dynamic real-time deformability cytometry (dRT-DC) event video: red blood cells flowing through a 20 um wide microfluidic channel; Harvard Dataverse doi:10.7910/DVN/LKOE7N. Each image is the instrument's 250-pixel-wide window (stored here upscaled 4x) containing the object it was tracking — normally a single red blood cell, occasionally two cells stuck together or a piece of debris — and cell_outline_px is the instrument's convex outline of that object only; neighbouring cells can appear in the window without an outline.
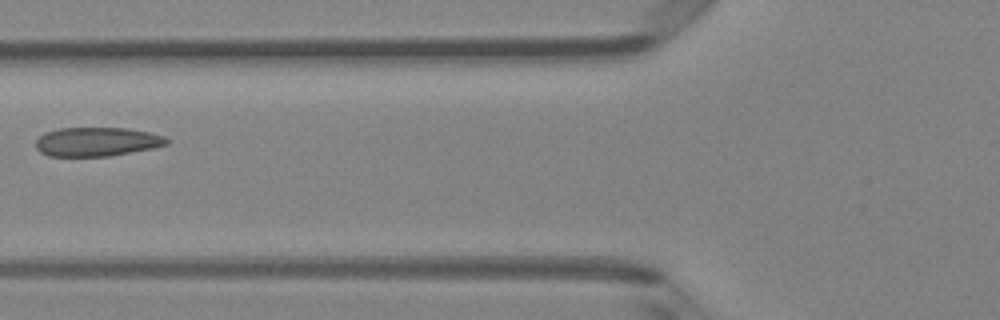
{"species": "Egyptian fruit bat (a non-hibernating species)", "species_latin": "Rousettus aegyptiacus", "temperature_condition": "room temperature", "stored_images_in_passage": 6, "camera_frame_rate_fps": 3000, "um_per_image_px": 0.085, "animal": {"sex": "female"}, "frame": {"image": 1, "passage_image": 5, "time_ms": 4.667, "image_size_px": [1000, 320], "cell_outline_px": [[168, 144], [152, 148], [108, 156], [48, 156], [40, 152], [36, 148], [36, 140], [44, 132], [60, 128], [128, 128], [148, 132], [164, 136], [168, 140]], "centroid_in_image_um": [8.2, 12.04], "position_along_channel_um": 117.6, "area_um2": 22.02}}
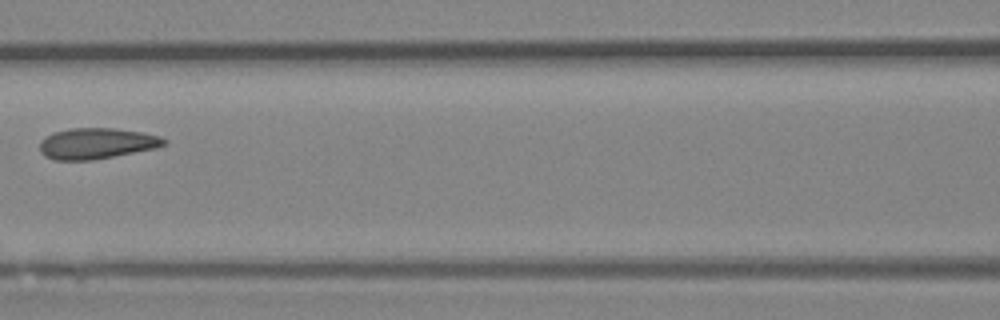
{"frame": {"image": 2, "passage_image": 6, "time_ms": 5.667, "image_size_px": [1000, 320], "cell_outline_px": [[168, 144], [156, 148], [92, 160], [56, 160], [44, 156], [40, 152], [40, 140], [52, 132], [72, 128], [112, 128], [140, 132], [160, 136], [168, 140]], "centroid_in_image_um": [8.2, 12.19], "position_along_channel_um": 158.4, "area_um2": 22.43}}